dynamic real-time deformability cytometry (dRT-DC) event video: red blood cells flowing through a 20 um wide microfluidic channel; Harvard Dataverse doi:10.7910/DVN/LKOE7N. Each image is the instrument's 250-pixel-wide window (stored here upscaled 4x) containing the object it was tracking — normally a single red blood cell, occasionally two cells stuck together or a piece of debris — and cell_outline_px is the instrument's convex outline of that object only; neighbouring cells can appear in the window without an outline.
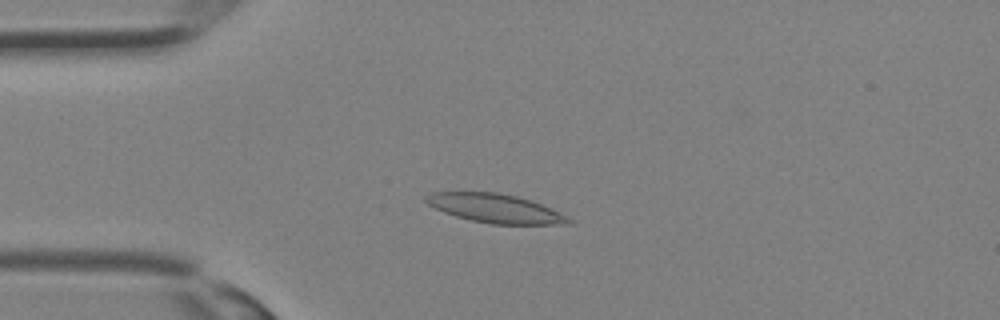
{"species": "Egyptian fruit bat (a non-hibernating species)", "species_latin": "Rousettus aegyptiacus", "temperature_condition": "room temperature", "stored_images_in_passage": 32, "camera_frame_rate_fps": 3000, "um_per_image_px": 0.085, "animal": {"sex": "female"}, "frame": {"image": 1, "passage_image": 8, "time_ms": 2.333, "image_size_px": [1000, 320], "cell_outline_px": [[572, 224], [492, 224], [472, 220], [456, 216], [444, 212], [428, 204], [424, 200], [424, 196], [432, 192], [496, 192], [516, 196], [532, 200], [552, 208], [572, 220]], "centroid_in_image_um": [42.1, 17.7], "position_along_channel_um": 42.9, "area_um2": 23.87}}
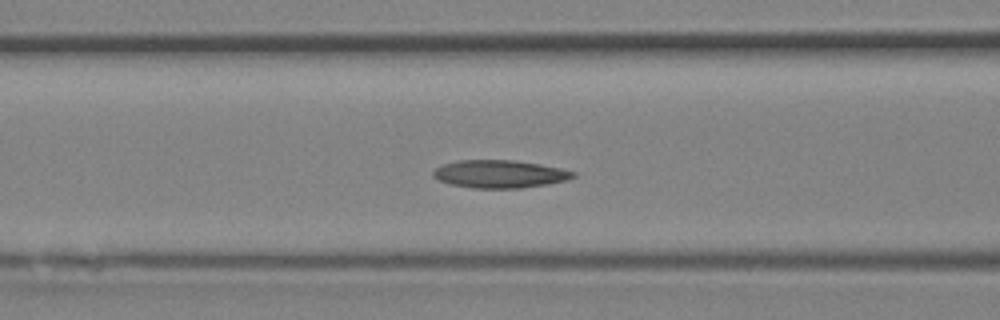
{"frame": {"image": 2, "passage_image": 13, "time_ms": 4.0, "image_size_px": [1000, 320], "cell_outline_px": [[576, 176], [568, 180], [548, 184], [520, 188], [472, 188], [452, 184], [440, 180], [432, 176], [432, 172], [436, 168], [444, 164], [456, 160], [512, 160], [540, 164], [560, 168], [576, 172]], "centroid_in_image_um": [42.49, 14.79], "position_along_channel_um": 124.1, "area_um2": 22.66}}
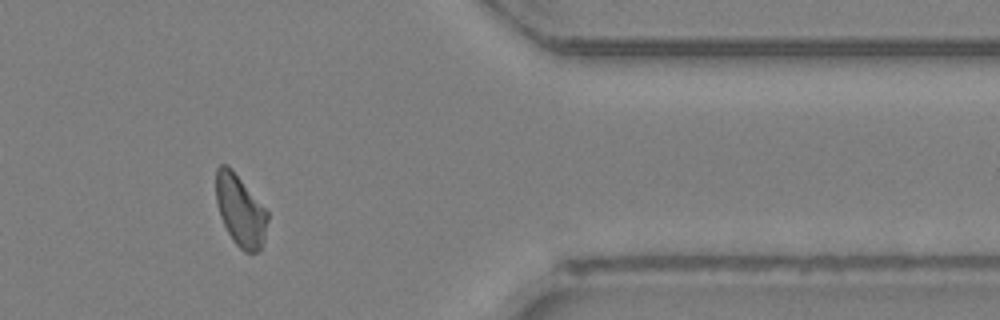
{"frame": {"image": 3, "passage_image": 27, "time_ms": 8.667, "image_size_px": [1000, 320], "cell_outline_px": [[268, 220], [264, 240], [260, 248], [256, 252], [244, 252], [232, 240], [220, 216], [216, 200], [216, 168], [220, 164], [228, 164], [232, 168], [268, 212]], "centroid_in_image_um": [20.42, 17.87], "position_along_channel_um": 391.0, "area_um2": 21.39}}